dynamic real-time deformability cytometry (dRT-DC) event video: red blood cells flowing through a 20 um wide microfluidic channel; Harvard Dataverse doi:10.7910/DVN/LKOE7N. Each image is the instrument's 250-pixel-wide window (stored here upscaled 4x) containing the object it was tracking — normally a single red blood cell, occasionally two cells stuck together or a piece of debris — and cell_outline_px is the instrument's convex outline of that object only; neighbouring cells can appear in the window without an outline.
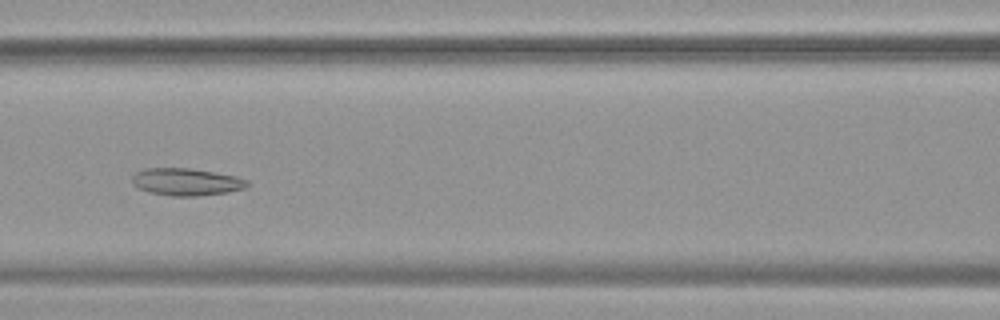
{"species": "common noctule bat (a hibernating species)", "species_latin": "Nyctalus noctula", "temperature_condition": "warm", "stored_images_in_passage": 7, "camera_frame_rate_fps": 3000, "um_per_image_px": 0.085, "animal": {"sex": "female", "body_mass_g": 19.9}, "frame": {"image": 1, "passage_image": 6, "time_ms": 1.667, "image_size_px": [1000, 320], "cell_outline_px": [[252, 184], [244, 188], [228, 192], [196, 196], [172, 196], [148, 192], [132, 184], [132, 176], [136, 172], [144, 168], [188, 168], [236, 176], [248, 180]], "centroid_in_image_um": [15.84, 15.46], "position_along_channel_um": 150.8, "area_um2": 18.32}}
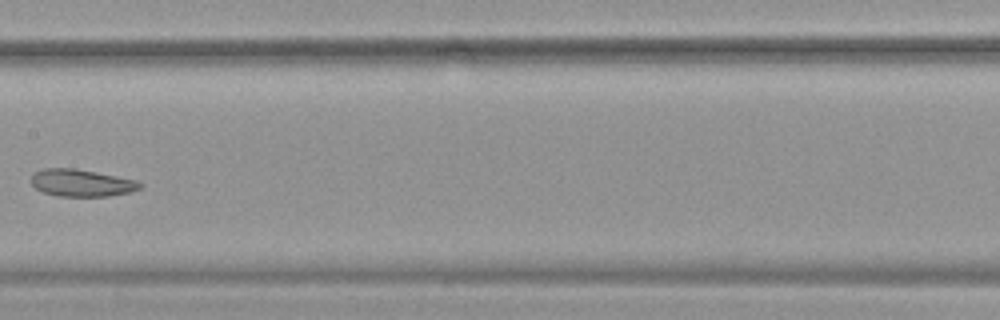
{"frame": {"image": 2, "passage_image": 7, "time_ms": 2.0, "image_size_px": [1000, 320], "cell_outline_px": [[144, 184], [140, 188], [132, 192], [108, 196], [56, 196], [40, 192], [32, 184], [32, 172], [44, 168], [76, 168], [140, 180]], "centroid_in_image_um": [6.96, 15.54], "position_along_channel_um": 200.4, "area_um2": 17.63}}